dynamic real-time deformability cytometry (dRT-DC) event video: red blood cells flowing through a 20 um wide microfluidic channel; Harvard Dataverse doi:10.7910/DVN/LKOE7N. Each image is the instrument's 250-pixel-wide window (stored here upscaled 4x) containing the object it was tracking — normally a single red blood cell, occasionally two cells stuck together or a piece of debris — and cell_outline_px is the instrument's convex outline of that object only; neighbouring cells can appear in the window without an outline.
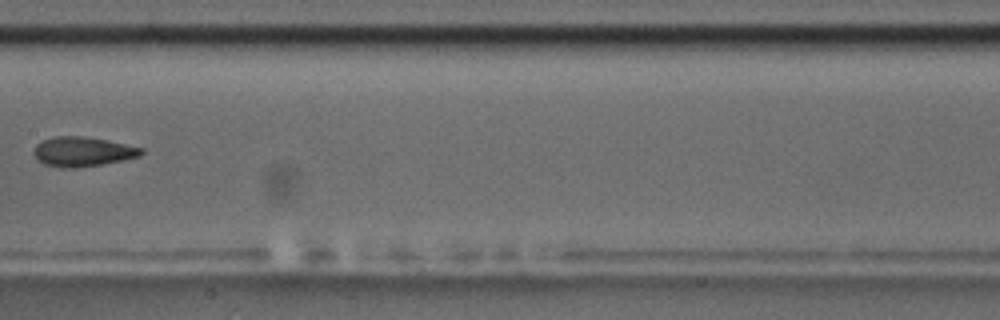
{"species": "common noctule bat (a hibernating species)", "species_latin": "Nyctalus noctula", "temperature_condition": "room temperature", "stored_images_in_passage": 8, "camera_frame_rate_fps": 3000, "um_per_image_px": 0.085, "animal": {"sex": "male", "body_mass_g": 17.5, "forearm_length_mm": 52.3}, "frame": {"image": 1, "passage_image": 7, "time_ms": 7.0, "image_size_px": [1000, 320], "cell_outline_px": [[144, 152], [140, 156], [100, 164], [76, 168], [60, 168], [44, 164], [32, 152], [36, 144], [40, 140], [56, 136], [80, 136], [108, 140], [144, 148]], "centroid_in_image_um": [7.0, 12.88], "position_along_channel_um": 200.4, "area_um2": 18.5}}